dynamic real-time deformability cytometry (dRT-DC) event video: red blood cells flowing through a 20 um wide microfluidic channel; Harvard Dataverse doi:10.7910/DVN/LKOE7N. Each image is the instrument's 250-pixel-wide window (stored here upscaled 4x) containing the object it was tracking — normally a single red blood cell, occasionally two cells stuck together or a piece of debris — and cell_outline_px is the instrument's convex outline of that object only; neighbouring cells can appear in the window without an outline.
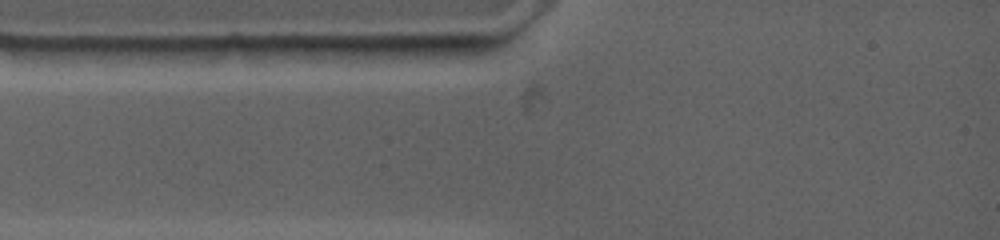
{"species": "common noctule bat (a hibernating species)", "species_latin": "Nyctalus noctula", "temperature_condition": "warm", "stored_images_in_passage": 2, "camera_frame_rate_fps": 4500, "um_per_image_px": 0.085, "animal": {"sex": "female", "body_mass_g": 19.0, "forearm_length_mm": 53.3}, "frame": {"image": 1, "passage_image": 1, "time_ms": 0.0, "image_size_px": [1000, 240], "cell_outline_px": [[416, 48], [396, 64], [316, 56], [300, 48], [412, 44]], "centroid_in_image_um": [31.07, 4.48], "position_along_channel_um": 53.9, "area_um2": 10.23}}